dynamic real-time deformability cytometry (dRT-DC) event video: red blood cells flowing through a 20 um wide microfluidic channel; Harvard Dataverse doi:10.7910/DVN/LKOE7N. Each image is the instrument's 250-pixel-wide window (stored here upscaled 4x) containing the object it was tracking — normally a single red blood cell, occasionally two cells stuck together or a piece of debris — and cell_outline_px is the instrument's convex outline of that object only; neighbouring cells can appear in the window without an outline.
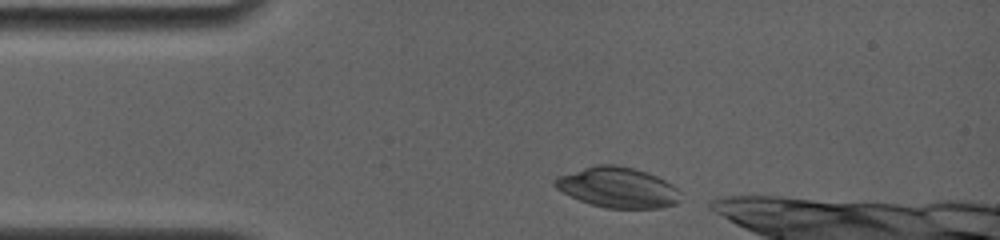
{"species": "common noctule bat (a hibernating species)", "species_latin": "Nyctalus noctula", "temperature_condition": "room temperature", "stored_images_in_passage": 15, "camera_frame_rate_fps": 4000, "um_per_image_px": 0.085, "animal": {"sex": "female", "body_mass_g": 19.0, "forearm_length_mm": 56.7}, "frame": {"image": 1, "passage_image": 1, "time_ms": 0.0, "image_size_px": [1000, 240], "cell_outline_px": [[680, 200], [676, 204], [660, 208], [608, 208], [592, 204], [580, 200], [556, 188], [552, 184], [552, 180], [560, 176], [596, 164], [616, 164], [648, 172], [672, 184], [676, 188]], "centroid_in_image_um": [52.51, 15.93], "position_along_channel_um": 32.5, "area_um2": 29.25}}
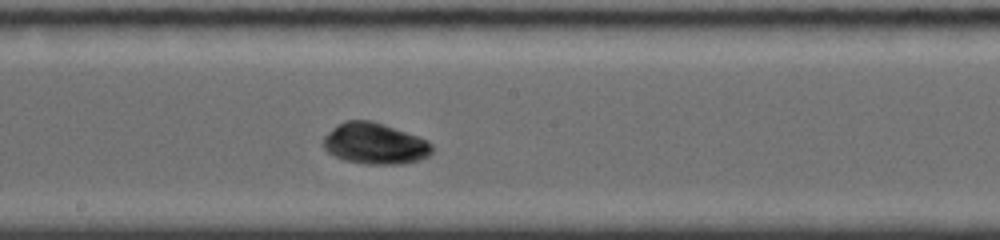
{"frame": {"image": 2, "passage_image": 7, "time_ms": 5.75, "image_size_px": [1000, 240], "cell_outline_px": [[432, 152], [428, 156], [420, 160], [404, 164], [364, 164], [344, 160], [328, 152], [324, 148], [320, 140], [336, 124], [344, 120], [372, 120], [384, 124], [428, 140], [432, 144]], "centroid_in_image_um": [31.83, 12.2], "position_along_channel_um": 216.4, "area_um2": 26.41}}
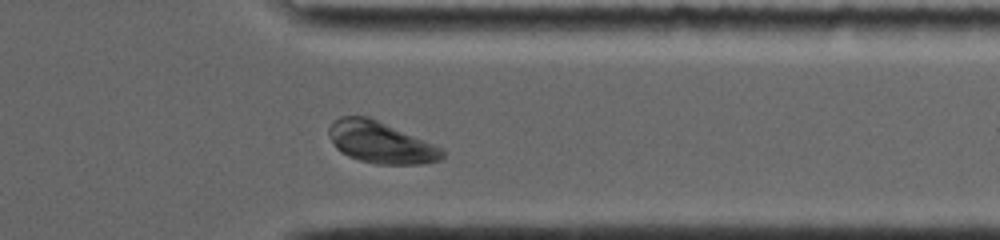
{"frame": {"image": 3, "passage_image": 14, "time_ms": 10.0, "image_size_px": [1000, 240], "cell_outline_px": [[444, 156], [440, 160], [424, 164], [376, 164], [360, 160], [348, 156], [340, 152], [336, 148], [328, 132], [328, 128], [332, 120], [340, 116], [368, 116], [444, 148]], "centroid_in_image_um": [32.35, 12.1], "position_along_channel_um": 379.0, "area_um2": 27.57}}